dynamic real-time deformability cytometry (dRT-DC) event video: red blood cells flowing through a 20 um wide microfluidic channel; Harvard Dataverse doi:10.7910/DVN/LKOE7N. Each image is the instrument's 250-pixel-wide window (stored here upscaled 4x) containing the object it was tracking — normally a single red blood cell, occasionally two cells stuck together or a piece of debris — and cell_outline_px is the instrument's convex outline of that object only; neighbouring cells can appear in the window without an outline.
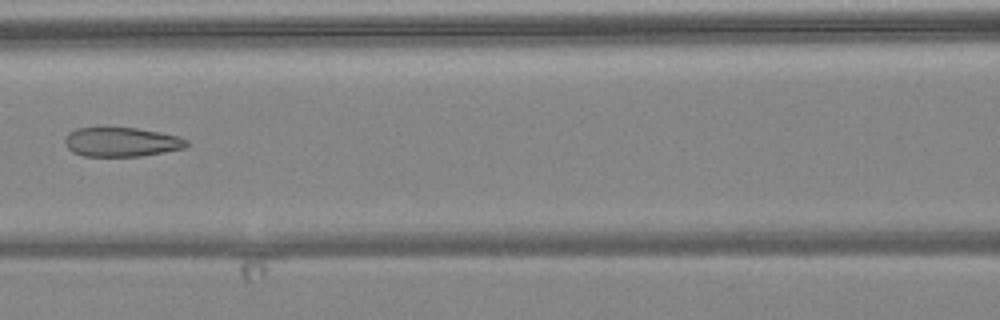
{"species": "common noctule bat (a hibernating species)", "species_latin": "Nyctalus noctula", "temperature_condition": "warm", "stored_images_in_passage": 4, "camera_frame_rate_fps": 3000, "um_per_image_px": 0.085, "animal": {"sex": "female", "body_mass_g": 24.6, "forearm_length_mm": 56.2}, "frame": {"image": 1, "passage_image": 4, "time_ms": 3.333, "image_size_px": [1000, 320], "cell_outline_px": [[188, 144], [184, 148], [164, 152], [140, 156], [84, 156], [72, 152], [64, 144], [64, 140], [68, 132], [76, 128], [136, 128], [160, 132], [180, 136], [188, 140]], "centroid_in_image_um": [10.32, 12.07], "position_along_channel_um": 156.3, "area_um2": 20.81}}